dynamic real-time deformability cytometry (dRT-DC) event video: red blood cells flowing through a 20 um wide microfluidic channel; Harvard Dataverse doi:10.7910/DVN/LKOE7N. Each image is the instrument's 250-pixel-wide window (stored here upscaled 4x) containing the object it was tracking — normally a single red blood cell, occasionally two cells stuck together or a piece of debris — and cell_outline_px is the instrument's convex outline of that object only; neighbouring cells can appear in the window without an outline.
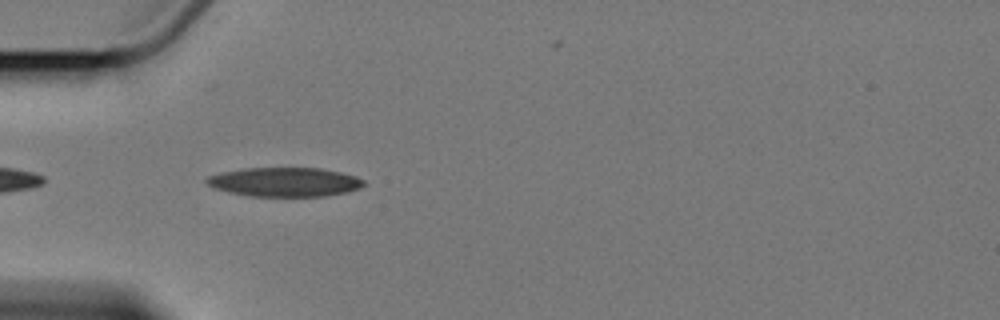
{"species": "Egyptian fruit bat (a non-hibernating species)", "species_latin": "Rousettus aegyptiacus", "temperature_condition": "cold", "stored_images_in_passage": 11, "camera_frame_rate_fps": 3000, "um_per_image_px": 0.085, "animal": {"sex": "female"}, "frame": {"image": 1, "passage_image": 1, "time_ms": 0.0, "image_size_px": [1000, 320], "cell_outline_px": [[364, 184], [360, 188], [348, 192], [324, 196], [248, 196], [228, 192], [216, 188], [208, 184], [204, 180], [208, 176], [220, 172], [244, 168], [320, 168], [340, 172], [356, 176], [364, 180]], "centroid_in_image_um": [24.19, 15.47], "position_along_channel_um": 60.8, "area_um2": 26.7}}
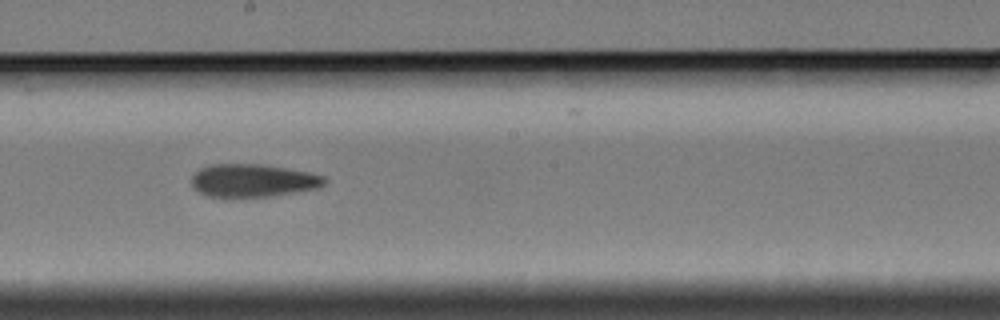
{"frame": {"image": 2, "passage_image": 5, "time_ms": 5.0, "image_size_px": [1000, 320], "cell_outline_px": [[328, 180], [320, 188], [276, 196], [208, 196], [200, 192], [192, 184], [192, 176], [200, 168], [208, 164], [260, 164], [308, 172], [324, 176]], "centroid_in_image_um": [21.54, 15.34], "position_along_channel_um": 226.7, "area_um2": 25.37}}
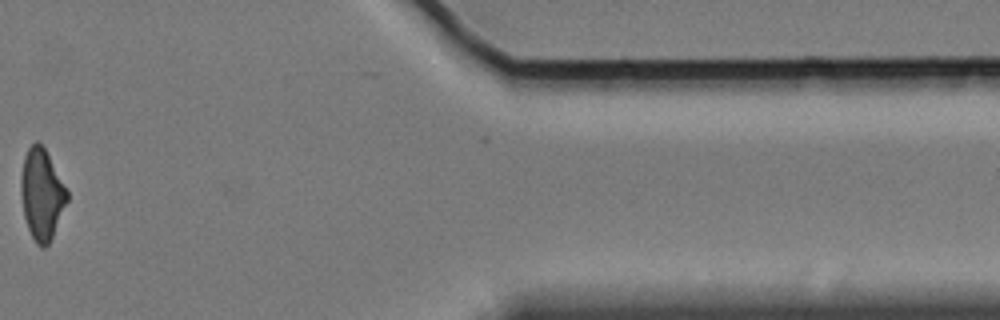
{"frame": {"image": 3, "passage_image": 10, "time_ms": 11.667, "image_size_px": [1000, 320], "cell_outline_px": [[68, 200], [52, 236], [48, 244], [44, 248], [40, 248], [36, 244], [28, 228], [24, 216], [20, 192], [20, 176], [24, 156], [28, 148], [36, 140], [44, 148], [68, 192]], "centroid_in_image_um": [3.52, 16.52], "position_along_channel_um": 407.9, "area_um2": 24.16}, "authors_computed_cell_mechanics": {"area_um2": 25.9522, "velocity_mm_per_s": 3.387, "shape_relaxation_time_tau1_ms": 5.8121, "shape_relaxation_time_tau2_ms": 6.3567, "deformation_change_tau1": 0.1398, "deformation_change_tau2": 0.1584}}